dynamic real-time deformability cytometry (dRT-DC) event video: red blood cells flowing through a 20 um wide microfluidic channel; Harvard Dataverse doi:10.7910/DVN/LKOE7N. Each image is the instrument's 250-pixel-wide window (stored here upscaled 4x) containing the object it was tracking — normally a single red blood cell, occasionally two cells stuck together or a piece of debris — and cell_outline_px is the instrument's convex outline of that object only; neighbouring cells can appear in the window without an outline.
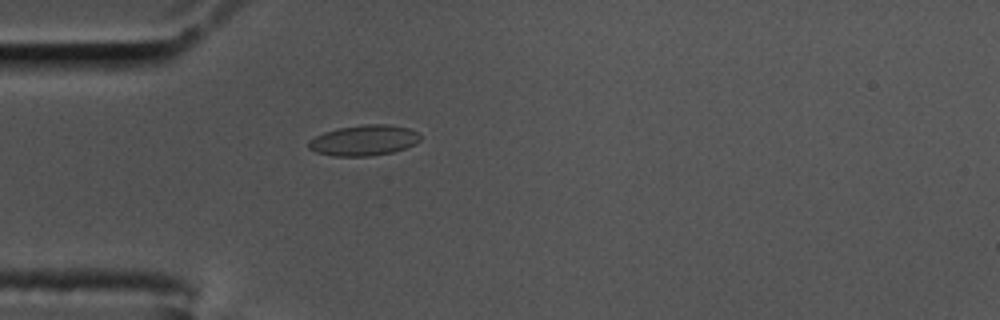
{"species": "common noctule bat (a hibernating species)", "species_latin": "Nyctalus noctula", "temperature_condition": "cold", "stored_images_in_passage": 42, "segment_of_instrument_passage": [1, 2], "camera_frame_rate_fps": 3000, "um_per_image_px": 0.085, "animal": {"sex": "male", "body_mass_g": 17.5, "forearm_length_mm": 52.3}, "frame": {"image": 1, "passage_image": 1, "time_ms": 0.0, "image_size_px": [1000, 320], "cell_outline_px": [[420, 140], [404, 148], [392, 152], [368, 156], [332, 156], [316, 152], [308, 148], [308, 140], [324, 132], [336, 128], [364, 124], [388, 124], [408, 128], [416, 132], [420, 136]], "centroid_in_image_um": [30.88, 11.92], "position_along_channel_um": 54.1, "area_um2": 19.83}}
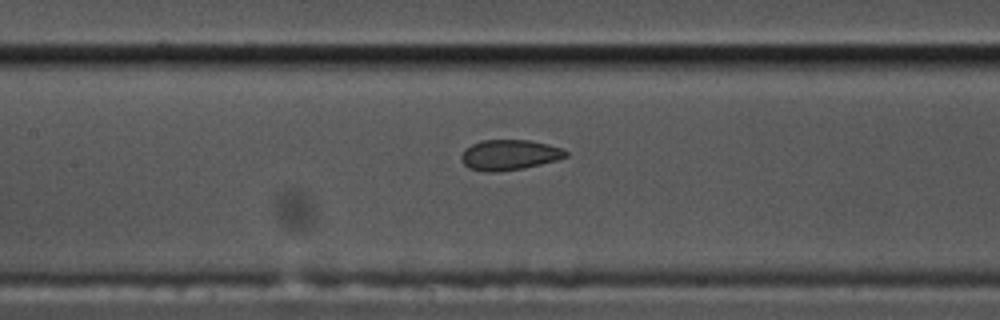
{"frame": {"image": 2, "passage_image": 11, "time_ms": 3.333, "image_size_px": [1000, 320], "cell_outline_px": [[568, 156], [556, 160], [524, 168], [492, 172], [484, 172], [468, 168], [460, 160], [460, 156], [464, 148], [480, 140], [528, 140], [548, 144], [560, 148], [568, 152]], "centroid_in_image_um": [43.24, 13.16], "position_along_channel_um": 164.2, "area_um2": 18.55}}
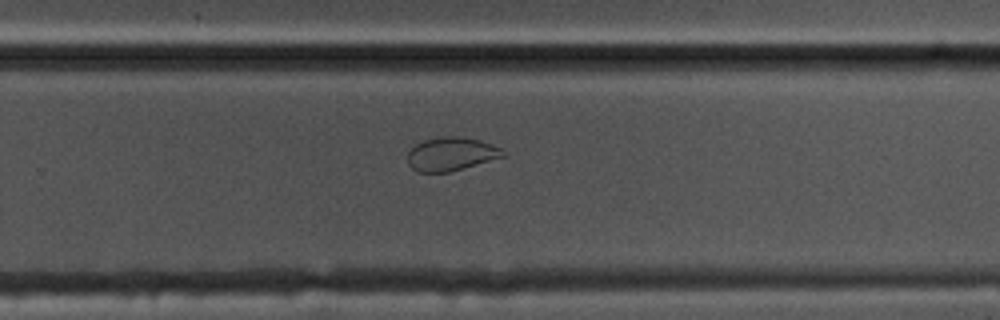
{"frame": {"image": 3, "passage_image": 22, "time_ms": 7.0, "image_size_px": [1000, 320], "cell_outline_px": [[508, 156], [448, 172], [416, 172], [408, 164], [408, 152], [416, 144], [424, 140], [440, 136], [460, 136], [480, 140], [500, 148], [508, 152]], "centroid_in_image_um": [38.38, 13.09], "position_along_channel_um": 291.4, "area_um2": 18.79}}